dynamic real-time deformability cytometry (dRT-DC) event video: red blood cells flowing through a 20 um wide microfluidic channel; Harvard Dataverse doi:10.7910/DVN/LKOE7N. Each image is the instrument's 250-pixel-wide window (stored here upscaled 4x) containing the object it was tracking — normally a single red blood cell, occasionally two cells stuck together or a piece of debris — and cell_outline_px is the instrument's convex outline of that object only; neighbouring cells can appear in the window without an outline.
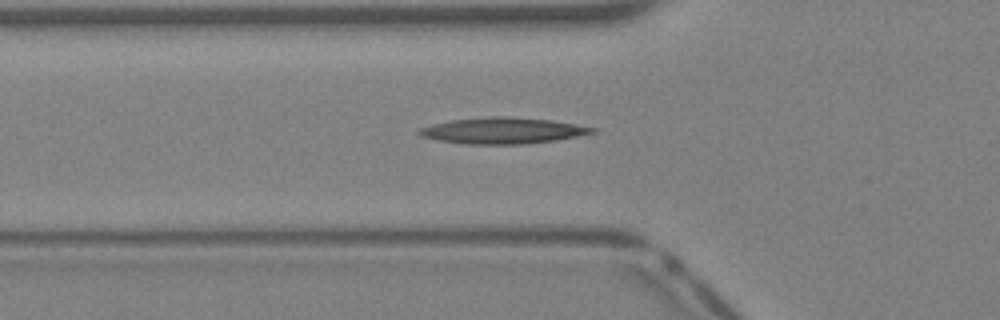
{"species": "Egyptian fruit bat (a non-hibernating species)", "species_latin": "Rousettus aegyptiacus", "temperature_condition": "warm", "stored_images_in_passage": 24, "camera_frame_rate_fps": 3000, "um_per_image_px": 0.085, "animal": {"sex": "female"}, "frame": {"image": 1, "passage_image": 3, "time_ms": 0.667, "image_size_px": [1000, 320], "cell_outline_px": [[596, 132], [556, 140], [524, 144], [464, 144], [440, 140], [424, 136], [416, 132], [420, 128], [432, 124], [448, 120], [492, 116], [508, 116], [552, 120], [596, 128]], "centroid_in_image_um": [42.72, 11.09], "position_along_channel_um": 83.1, "area_um2": 26.24}}
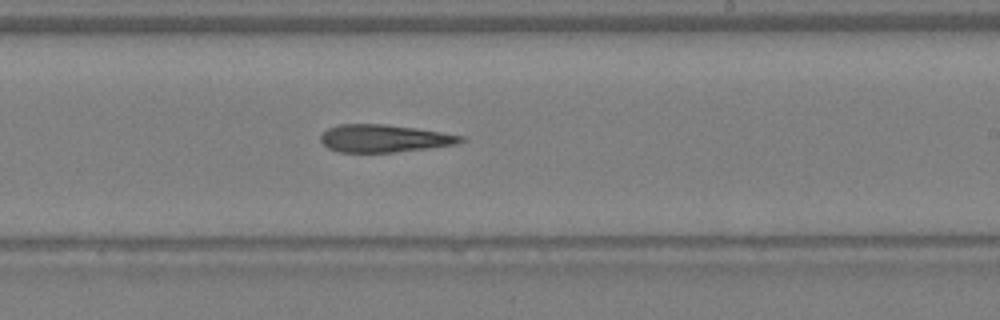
{"frame": {"image": 2, "passage_image": 13, "time_ms": 4.0, "image_size_px": [1000, 320], "cell_outline_px": [[464, 140], [456, 144], [428, 148], [392, 152], [336, 152], [328, 148], [320, 140], [320, 136], [328, 128], [340, 124], [384, 124], [416, 128], [464, 136]], "centroid_in_image_um": [32.62, 11.76], "position_along_channel_um": 256.4, "area_um2": 22.37}}
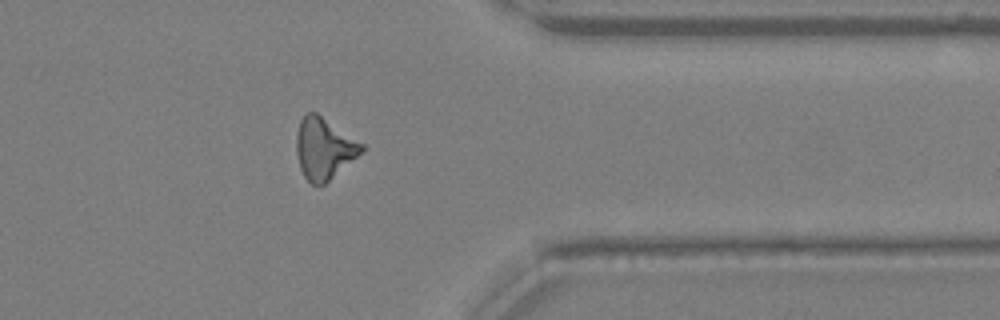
{"frame": {"image": 3, "passage_image": 21, "time_ms": 6.667, "image_size_px": [1000, 320], "cell_outline_px": [[364, 152], [324, 184], [312, 184], [304, 176], [300, 168], [296, 152], [296, 136], [300, 120], [304, 112], [316, 112], [364, 144]], "centroid_in_image_um": [27.54, 12.6], "position_along_channel_um": 383.9, "area_um2": 23.35}}